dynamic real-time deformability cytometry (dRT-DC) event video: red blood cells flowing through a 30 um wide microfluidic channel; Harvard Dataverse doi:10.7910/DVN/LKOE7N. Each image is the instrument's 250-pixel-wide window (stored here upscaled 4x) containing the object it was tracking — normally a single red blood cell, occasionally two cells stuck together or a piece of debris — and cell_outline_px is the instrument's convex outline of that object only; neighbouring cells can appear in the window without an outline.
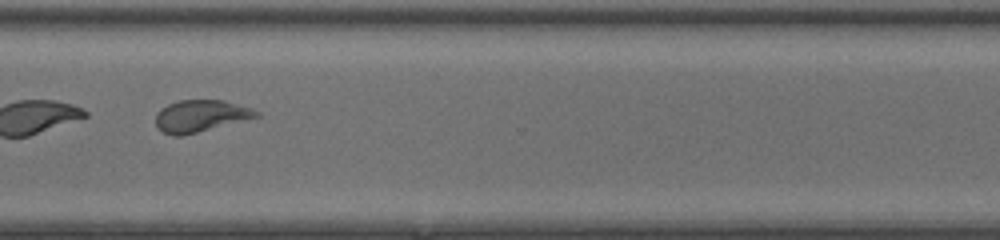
{"species": "common noctule bat (a hibernating species)", "species_latin": "Nyctalus noctula", "temperature_condition": "room temperature", "stored_images_in_passage": 51, "segment_of_instrument_passage": [2, 2], "camera_frame_rate_fps": 3000, "um_per_image_px": 0.085, "animal": {"sex": "female", "body_mass_g": 20.0, "forearm_length_mm": 54.0}, "frame": {"image": 1, "passage_image": 41, "time_ms": 13.333, "image_size_px": [1000, 240], "cell_outline_px": [[260, 116], [180, 136], [172, 136], [156, 128], [156, 112], [160, 108], [168, 104], [180, 100], [224, 100], [252, 108], [260, 112]], "centroid_in_image_um": [17.02, 9.84], "position_along_channel_um": 353.6, "area_um2": 18.61}}